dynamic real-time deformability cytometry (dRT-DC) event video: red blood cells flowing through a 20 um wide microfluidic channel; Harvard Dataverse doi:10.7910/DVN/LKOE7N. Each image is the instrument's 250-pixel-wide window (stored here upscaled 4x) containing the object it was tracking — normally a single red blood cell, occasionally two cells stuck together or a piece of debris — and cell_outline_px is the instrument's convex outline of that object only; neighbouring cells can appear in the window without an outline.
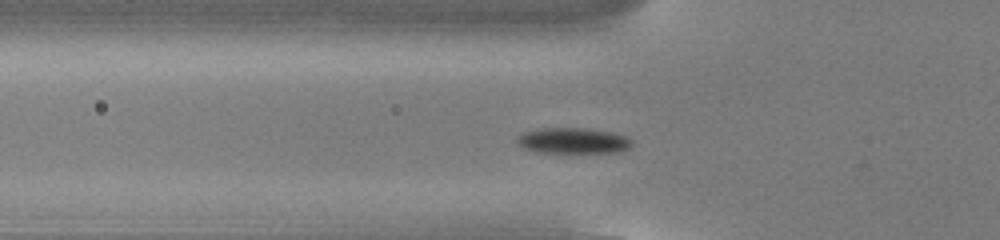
{"species": "common noctule bat (a hibernating species)", "species_latin": "Nyctalus noctula", "temperature_condition": "cold", "stored_images_in_passage": 49, "camera_frame_rate_fps": 3000, "um_per_image_px": 0.085, "animal": {"sex": "male", "body_mass_g": 13.0, "forearm_length_mm": 53.1}, "frame": {"image": 1, "passage_image": 14, "time_ms": 4.333, "image_size_px": [1000, 240], "cell_outline_px": [[632, 144], [628, 148], [620, 152], [536, 152], [524, 148], [516, 140], [516, 136], [524, 132], [540, 128], [588, 128], [612, 132], [624, 136], [632, 140]], "centroid_in_image_um": [48.7, 11.95], "position_along_channel_um": 77.1, "area_um2": 17.17}}
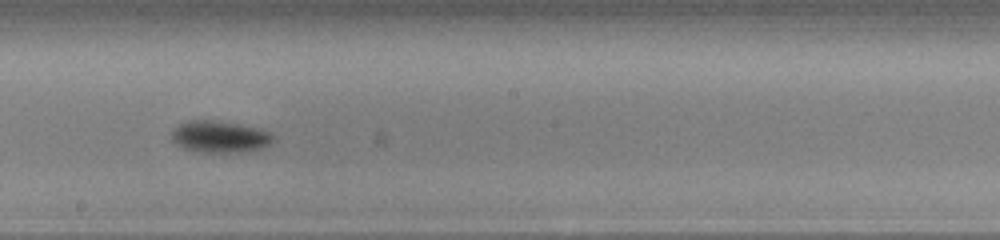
{"frame": {"image": 2, "passage_image": 26, "time_ms": 8.333, "image_size_px": [1000, 240], "cell_outline_px": [[276, 140], [264, 148], [244, 152], [200, 152], [184, 148], [176, 144], [172, 140], [172, 128], [188, 120], [212, 120], [236, 124], [256, 128], [268, 132]], "centroid_in_image_um": [18.67, 11.63], "position_along_channel_um": 229.5, "area_um2": 18.73}}
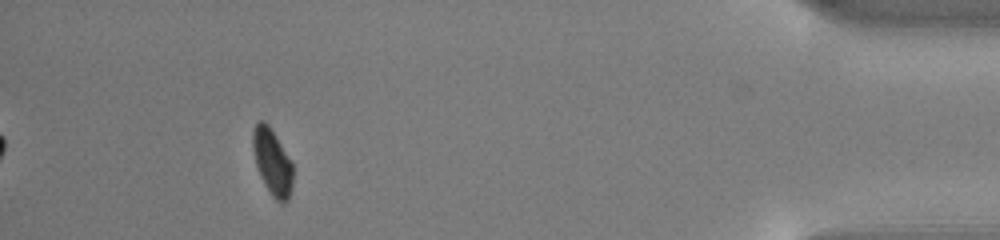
{"frame": {"image": 3, "passage_image": 45, "time_ms": 14.667, "image_size_px": [1000, 240], "cell_outline_px": [[292, 184], [288, 200], [284, 204], [280, 204], [272, 196], [264, 184], [260, 176], [256, 164], [252, 148], [252, 132], [256, 124], [260, 120], [264, 120], [268, 124], [276, 136], [292, 164]], "centroid_in_image_um": [23.12, 13.79], "position_along_channel_um": 412.1, "area_um2": 15.37}, "authors_computed_cell_mechanics": {"area_um2": 16.762, "velocity_mm_per_s": 3.8073, "shape_relaxation_time_tau1_ms": 2.0247, "shape_relaxation_time_tau2_ms": null, "deformation_change_tau1": 0.1117, "deformation_change_tau2": null}}